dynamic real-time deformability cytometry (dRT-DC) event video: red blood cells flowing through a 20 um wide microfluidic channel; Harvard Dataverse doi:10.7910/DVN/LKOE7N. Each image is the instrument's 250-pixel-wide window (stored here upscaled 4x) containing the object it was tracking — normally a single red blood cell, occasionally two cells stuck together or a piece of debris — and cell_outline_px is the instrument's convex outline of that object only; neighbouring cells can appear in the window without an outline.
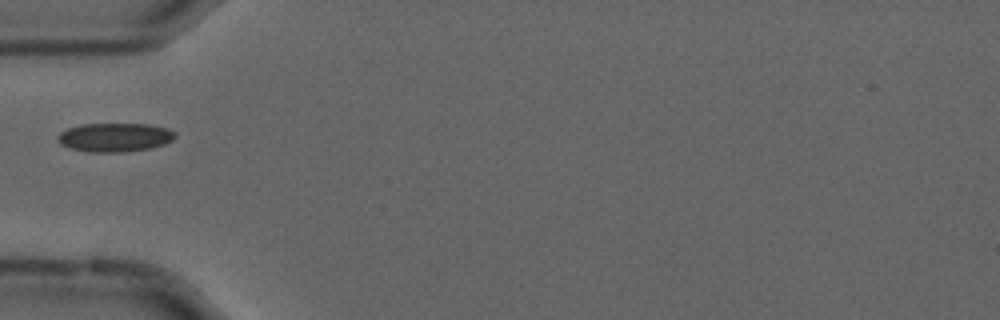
{"species": "common noctule bat (a hibernating species)", "species_latin": "Nyctalus noctula", "temperature_condition": "cold", "stored_images_in_passage": 25, "camera_frame_rate_fps": 3000, "um_per_image_px": 0.085, "animal": {"sex": "male", "forearm_length_mm": 52.5}, "frame": {"image": 1, "passage_image": 1, "time_ms": 0.0, "image_size_px": [1000, 320], "cell_outline_px": [[168, 136], [164, 140], [148, 144], [120, 148], [88, 148], [64, 140], [64, 136], [68, 132], [84, 128], [148, 128], [164, 132]], "centroid_in_image_um": [9.71, 11.67], "position_along_channel_um": 75.3, "area_um2": 12.14}}
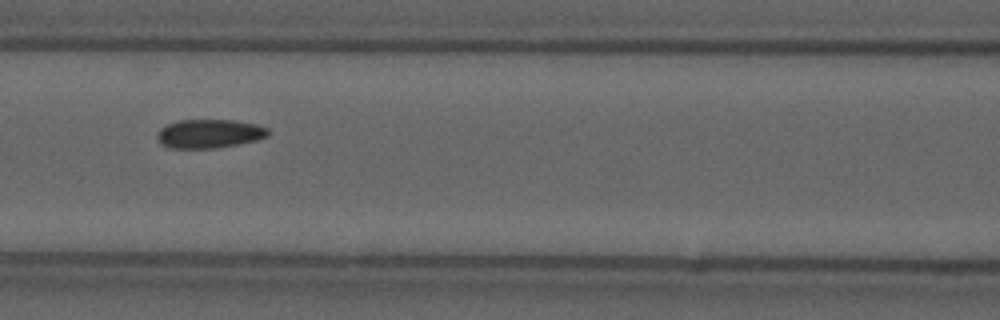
{"frame": {"image": 2, "passage_image": 7, "time_ms": 2.0, "image_size_px": [1000, 320], "cell_outline_px": [[264, 132], [256, 136], [240, 140], [212, 144], [184, 144], [164, 140], [164, 132], [168, 128], [180, 124], [228, 124], [256, 128]], "centroid_in_image_um": [17.75, 11.35], "position_along_channel_um": 148.8, "area_um2": 11.39}}
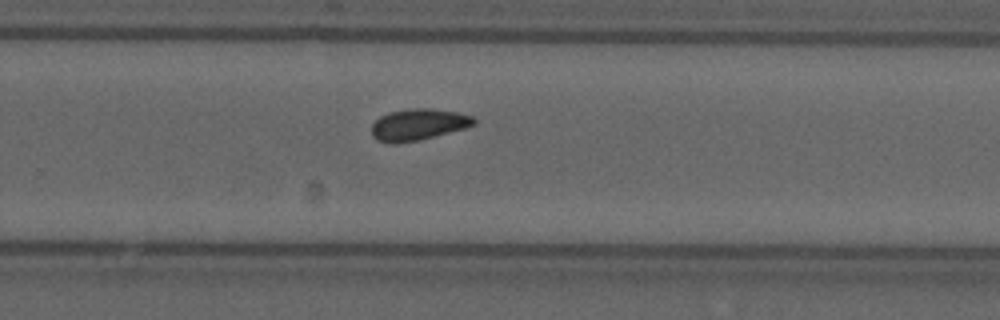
{"frame": {"image": 3, "passage_image": 19, "time_ms": 6.0, "image_size_px": [1000, 320], "cell_outline_px": [[472, 120], [468, 124], [420, 136], [400, 140], [392, 140], [380, 136], [376, 132], [376, 124], [380, 120], [404, 112], [432, 112], [460, 116]], "centroid_in_image_um": [35.47, 10.59], "position_along_channel_um": 294.3, "area_um2": 12.89}}